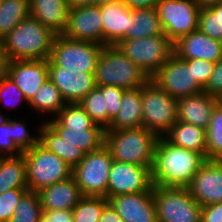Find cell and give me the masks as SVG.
Listing matches in <instances>:
<instances>
[{
  "label": "cell",
  "instance_id": "cell-51",
  "mask_svg": "<svg viewBox=\"0 0 222 222\" xmlns=\"http://www.w3.org/2000/svg\"><path fill=\"white\" fill-rule=\"evenodd\" d=\"M4 68H5V60L0 52V77L4 74Z\"/></svg>",
  "mask_w": 222,
  "mask_h": 222
},
{
  "label": "cell",
  "instance_id": "cell-42",
  "mask_svg": "<svg viewBox=\"0 0 222 222\" xmlns=\"http://www.w3.org/2000/svg\"><path fill=\"white\" fill-rule=\"evenodd\" d=\"M23 152L12 140L11 119L0 126V157L19 156Z\"/></svg>",
  "mask_w": 222,
  "mask_h": 222
},
{
  "label": "cell",
  "instance_id": "cell-45",
  "mask_svg": "<svg viewBox=\"0 0 222 222\" xmlns=\"http://www.w3.org/2000/svg\"><path fill=\"white\" fill-rule=\"evenodd\" d=\"M201 222H222V202L203 206Z\"/></svg>",
  "mask_w": 222,
  "mask_h": 222
},
{
  "label": "cell",
  "instance_id": "cell-49",
  "mask_svg": "<svg viewBox=\"0 0 222 222\" xmlns=\"http://www.w3.org/2000/svg\"><path fill=\"white\" fill-rule=\"evenodd\" d=\"M70 8L93 5V0H67Z\"/></svg>",
  "mask_w": 222,
  "mask_h": 222
},
{
  "label": "cell",
  "instance_id": "cell-10",
  "mask_svg": "<svg viewBox=\"0 0 222 222\" xmlns=\"http://www.w3.org/2000/svg\"><path fill=\"white\" fill-rule=\"evenodd\" d=\"M112 164L113 158L105 145L85 154L83 160L72 171V176L83 196L107 198L108 177Z\"/></svg>",
  "mask_w": 222,
  "mask_h": 222
},
{
  "label": "cell",
  "instance_id": "cell-9",
  "mask_svg": "<svg viewBox=\"0 0 222 222\" xmlns=\"http://www.w3.org/2000/svg\"><path fill=\"white\" fill-rule=\"evenodd\" d=\"M158 222H201L202 206L187 188L154 186Z\"/></svg>",
  "mask_w": 222,
  "mask_h": 222
},
{
  "label": "cell",
  "instance_id": "cell-7",
  "mask_svg": "<svg viewBox=\"0 0 222 222\" xmlns=\"http://www.w3.org/2000/svg\"><path fill=\"white\" fill-rule=\"evenodd\" d=\"M104 45L72 40L56 35L52 44L50 60L62 71L95 73L97 61Z\"/></svg>",
  "mask_w": 222,
  "mask_h": 222
},
{
  "label": "cell",
  "instance_id": "cell-39",
  "mask_svg": "<svg viewBox=\"0 0 222 222\" xmlns=\"http://www.w3.org/2000/svg\"><path fill=\"white\" fill-rule=\"evenodd\" d=\"M25 121L11 119V133L12 140L15 145L22 151H26L39 143V135H30L29 129L27 130Z\"/></svg>",
  "mask_w": 222,
  "mask_h": 222
},
{
  "label": "cell",
  "instance_id": "cell-5",
  "mask_svg": "<svg viewBox=\"0 0 222 222\" xmlns=\"http://www.w3.org/2000/svg\"><path fill=\"white\" fill-rule=\"evenodd\" d=\"M23 156L26 161L28 191L39 192L72 176L73 168L40 143L24 151Z\"/></svg>",
  "mask_w": 222,
  "mask_h": 222
},
{
  "label": "cell",
  "instance_id": "cell-52",
  "mask_svg": "<svg viewBox=\"0 0 222 222\" xmlns=\"http://www.w3.org/2000/svg\"><path fill=\"white\" fill-rule=\"evenodd\" d=\"M199 2L202 5H209V4H214V3L222 2V0H199Z\"/></svg>",
  "mask_w": 222,
  "mask_h": 222
},
{
  "label": "cell",
  "instance_id": "cell-36",
  "mask_svg": "<svg viewBox=\"0 0 222 222\" xmlns=\"http://www.w3.org/2000/svg\"><path fill=\"white\" fill-rule=\"evenodd\" d=\"M108 204V199L102 196H83L72 209L74 222H98L101 212Z\"/></svg>",
  "mask_w": 222,
  "mask_h": 222
},
{
  "label": "cell",
  "instance_id": "cell-20",
  "mask_svg": "<svg viewBox=\"0 0 222 222\" xmlns=\"http://www.w3.org/2000/svg\"><path fill=\"white\" fill-rule=\"evenodd\" d=\"M221 99L202 92L177 100V120L207 129L215 106Z\"/></svg>",
  "mask_w": 222,
  "mask_h": 222
},
{
  "label": "cell",
  "instance_id": "cell-30",
  "mask_svg": "<svg viewBox=\"0 0 222 222\" xmlns=\"http://www.w3.org/2000/svg\"><path fill=\"white\" fill-rule=\"evenodd\" d=\"M29 107L34 109L37 114L57 115L58 112L66 105L62 98L60 90L48 78L38 89L36 94L28 102Z\"/></svg>",
  "mask_w": 222,
  "mask_h": 222
},
{
  "label": "cell",
  "instance_id": "cell-41",
  "mask_svg": "<svg viewBox=\"0 0 222 222\" xmlns=\"http://www.w3.org/2000/svg\"><path fill=\"white\" fill-rule=\"evenodd\" d=\"M98 87L103 92L105 108L108 111V128H109L111 121L114 119V117L120 110L123 93L126 89L113 85H104Z\"/></svg>",
  "mask_w": 222,
  "mask_h": 222
},
{
  "label": "cell",
  "instance_id": "cell-47",
  "mask_svg": "<svg viewBox=\"0 0 222 222\" xmlns=\"http://www.w3.org/2000/svg\"><path fill=\"white\" fill-rule=\"evenodd\" d=\"M98 222H124V220L119 216L117 211L108 203L103 211Z\"/></svg>",
  "mask_w": 222,
  "mask_h": 222
},
{
  "label": "cell",
  "instance_id": "cell-24",
  "mask_svg": "<svg viewBox=\"0 0 222 222\" xmlns=\"http://www.w3.org/2000/svg\"><path fill=\"white\" fill-rule=\"evenodd\" d=\"M66 142L73 144L85 153L96 151L105 143V131L93 124L90 128H66L55 118L46 121Z\"/></svg>",
  "mask_w": 222,
  "mask_h": 222
},
{
  "label": "cell",
  "instance_id": "cell-19",
  "mask_svg": "<svg viewBox=\"0 0 222 222\" xmlns=\"http://www.w3.org/2000/svg\"><path fill=\"white\" fill-rule=\"evenodd\" d=\"M173 52L181 59H202L216 63L222 59V42L198 29L174 42Z\"/></svg>",
  "mask_w": 222,
  "mask_h": 222
},
{
  "label": "cell",
  "instance_id": "cell-16",
  "mask_svg": "<svg viewBox=\"0 0 222 222\" xmlns=\"http://www.w3.org/2000/svg\"><path fill=\"white\" fill-rule=\"evenodd\" d=\"M186 188L202 207L222 202V160L207 159Z\"/></svg>",
  "mask_w": 222,
  "mask_h": 222
},
{
  "label": "cell",
  "instance_id": "cell-35",
  "mask_svg": "<svg viewBox=\"0 0 222 222\" xmlns=\"http://www.w3.org/2000/svg\"><path fill=\"white\" fill-rule=\"evenodd\" d=\"M79 104L90 116L92 122L104 130L108 129V111L105 108L103 92L95 86Z\"/></svg>",
  "mask_w": 222,
  "mask_h": 222
},
{
  "label": "cell",
  "instance_id": "cell-22",
  "mask_svg": "<svg viewBox=\"0 0 222 222\" xmlns=\"http://www.w3.org/2000/svg\"><path fill=\"white\" fill-rule=\"evenodd\" d=\"M30 15L54 34L61 35L67 27V0H29Z\"/></svg>",
  "mask_w": 222,
  "mask_h": 222
},
{
  "label": "cell",
  "instance_id": "cell-46",
  "mask_svg": "<svg viewBox=\"0 0 222 222\" xmlns=\"http://www.w3.org/2000/svg\"><path fill=\"white\" fill-rule=\"evenodd\" d=\"M41 222H74L72 212L68 210L46 211L42 214Z\"/></svg>",
  "mask_w": 222,
  "mask_h": 222
},
{
  "label": "cell",
  "instance_id": "cell-26",
  "mask_svg": "<svg viewBox=\"0 0 222 222\" xmlns=\"http://www.w3.org/2000/svg\"><path fill=\"white\" fill-rule=\"evenodd\" d=\"M39 143L63 159L71 168L77 166L85 157V152L79 147L66 142L47 123H42L38 128Z\"/></svg>",
  "mask_w": 222,
  "mask_h": 222
},
{
  "label": "cell",
  "instance_id": "cell-38",
  "mask_svg": "<svg viewBox=\"0 0 222 222\" xmlns=\"http://www.w3.org/2000/svg\"><path fill=\"white\" fill-rule=\"evenodd\" d=\"M24 101H28L24 97L23 92L19 89V87L4 73L0 77V102L4 104V106H8L10 108L16 107L20 105V103Z\"/></svg>",
  "mask_w": 222,
  "mask_h": 222
},
{
  "label": "cell",
  "instance_id": "cell-3",
  "mask_svg": "<svg viewBox=\"0 0 222 222\" xmlns=\"http://www.w3.org/2000/svg\"><path fill=\"white\" fill-rule=\"evenodd\" d=\"M158 136L141 127L106 130L104 145L115 161L152 168Z\"/></svg>",
  "mask_w": 222,
  "mask_h": 222
},
{
  "label": "cell",
  "instance_id": "cell-13",
  "mask_svg": "<svg viewBox=\"0 0 222 222\" xmlns=\"http://www.w3.org/2000/svg\"><path fill=\"white\" fill-rule=\"evenodd\" d=\"M151 169L113 160L108 177L107 198L152 190Z\"/></svg>",
  "mask_w": 222,
  "mask_h": 222
},
{
  "label": "cell",
  "instance_id": "cell-34",
  "mask_svg": "<svg viewBox=\"0 0 222 222\" xmlns=\"http://www.w3.org/2000/svg\"><path fill=\"white\" fill-rule=\"evenodd\" d=\"M43 214L37 192L27 191L19 200L9 222H41Z\"/></svg>",
  "mask_w": 222,
  "mask_h": 222
},
{
  "label": "cell",
  "instance_id": "cell-32",
  "mask_svg": "<svg viewBox=\"0 0 222 222\" xmlns=\"http://www.w3.org/2000/svg\"><path fill=\"white\" fill-rule=\"evenodd\" d=\"M206 159L222 160V100L215 106L206 129Z\"/></svg>",
  "mask_w": 222,
  "mask_h": 222
},
{
  "label": "cell",
  "instance_id": "cell-31",
  "mask_svg": "<svg viewBox=\"0 0 222 222\" xmlns=\"http://www.w3.org/2000/svg\"><path fill=\"white\" fill-rule=\"evenodd\" d=\"M29 15V0H0V40Z\"/></svg>",
  "mask_w": 222,
  "mask_h": 222
},
{
  "label": "cell",
  "instance_id": "cell-25",
  "mask_svg": "<svg viewBox=\"0 0 222 222\" xmlns=\"http://www.w3.org/2000/svg\"><path fill=\"white\" fill-rule=\"evenodd\" d=\"M141 87L123 93L120 110L107 130L137 129L142 127Z\"/></svg>",
  "mask_w": 222,
  "mask_h": 222
},
{
  "label": "cell",
  "instance_id": "cell-18",
  "mask_svg": "<svg viewBox=\"0 0 222 222\" xmlns=\"http://www.w3.org/2000/svg\"><path fill=\"white\" fill-rule=\"evenodd\" d=\"M49 78L66 103H79L96 86L94 73L62 71L48 59Z\"/></svg>",
  "mask_w": 222,
  "mask_h": 222
},
{
  "label": "cell",
  "instance_id": "cell-43",
  "mask_svg": "<svg viewBox=\"0 0 222 222\" xmlns=\"http://www.w3.org/2000/svg\"><path fill=\"white\" fill-rule=\"evenodd\" d=\"M188 65H193L194 78L205 87L210 79V76L214 70V62L202 60V59H183Z\"/></svg>",
  "mask_w": 222,
  "mask_h": 222
},
{
  "label": "cell",
  "instance_id": "cell-17",
  "mask_svg": "<svg viewBox=\"0 0 222 222\" xmlns=\"http://www.w3.org/2000/svg\"><path fill=\"white\" fill-rule=\"evenodd\" d=\"M107 199L124 222H158L153 189L149 192L116 195Z\"/></svg>",
  "mask_w": 222,
  "mask_h": 222
},
{
  "label": "cell",
  "instance_id": "cell-37",
  "mask_svg": "<svg viewBox=\"0 0 222 222\" xmlns=\"http://www.w3.org/2000/svg\"><path fill=\"white\" fill-rule=\"evenodd\" d=\"M55 119L66 128H90L94 124L79 103H66Z\"/></svg>",
  "mask_w": 222,
  "mask_h": 222
},
{
  "label": "cell",
  "instance_id": "cell-6",
  "mask_svg": "<svg viewBox=\"0 0 222 222\" xmlns=\"http://www.w3.org/2000/svg\"><path fill=\"white\" fill-rule=\"evenodd\" d=\"M142 127L164 137L177 120V99L150 79L141 87Z\"/></svg>",
  "mask_w": 222,
  "mask_h": 222
},
{
  "label": "cell",
  "instance_id": "cell-50",
  "mask_svg": "<svg viewBox=\"0 0 222 222\" xmlns=\"http://www.w3.org/2000/svg\"><path fill=\"white\" fill-rule=\"evenodd\" d=\"M116 1H119V0H93V5L101 6V5L116 2Z\"/></svg>",
  "mask_w": 222,
  "mask_h": 222
},
{
  "label": "cell",
  "instance_id": "cell-29",
  "mask_svg": "<svg viewBox=\"0 0 222 222\" xmlns=\"http://www.w3.org/2000/svg\"><path fill=\"white\" fill-rule=\"evenodd\" d=\"M14 188H28L23 154L0 157V194Z\"/></svg>",
  "mask_w": 222,
  "mask_h": 222
},
{
  "label": "cell",
  "instance_id": "cell-44",
  "mask_svg": "<svg viewBox=\"0 0 222 222\" xmlns=\"http://www.w3.org/2000/svg\"><path fill=\"white\" fill-rule=\"evenodd\" d=\"M204 92L222 100V59L216 62Z\"/></svg>",
  "mask_w": 222,
  "mask_h": 222
},
{
  "label": "cell",
  "instance_id": "cell-53",
  "mask_svg": "<svg viewBox=\"0 0 222 222\" xmlns=\"http://www.w3.org/2000/svg\"><path fill=\"white\" fill-rule=\"evenodd\" d=\"M0 112H1V110H0ZM9 119L10 118H6V117H4V115L2 113H0V126L5 124L6 122H8Z\"/></svg>",
  "mask_w": 222,
  "mask_h": 222
},
{
  "label": "cell",
  "instance_id": "cell-27",
  "mask_svg": "<svg viewBox=\"0 0 222 222\" xmlns=\"http://www.w3.org/2000/svg\"><path fill=\"white\" fill-rule=\"evenodd\" d=\"M164 137L173 145L199 152L206 157V130L201 127L177 121Z\"/></svg>",
  "mask_w": 222,
  "mask_h": 222
},
{
  "label": "cell",
  "instance_id": "cell-14",
  "mask_svg": "<svg viewBox=\"0 0 222 222\" xmlns=\"http://www.w3.org/2000/svg\"><path fill=\"white\" fill-rule=\"evenodd\" d=\"M101 6L87 5L70 8L67 27L62 35L72 40L90 41L103 45Z\"/></svg>",
  "mask_w": 222,
  "mask_h": 222
},
{
  "label": "cell",
  "instance_id": "cell-8",
  "mask_svg": "<svg viewBox=\"0 0 222 222\" xmlns=\"http://www.w3.org/2000/svg\"><path fill=\"white\" fill-rule=\"evenodd\" d=\"M116 46L151 78L169 59L173 42L164 34L137 39H121Z\"/></svg>",
  "mask_w": 222,
  "mask_h": 222
},
{
  "label": "cell",
  "instance_id": "cell-40",
  "mask_svg": "<svg viewBox=\"0 0 222 222\" xmlns=\"http://www.w3.org/2000/svg\"><path fill=\"white\" fill-rule=\"evenodd\" d=\"M28 188H14L0 194V222H9L21 197Z\"/></svg>",
  "mask_w": 222,
  "mask_h": 222
},
{
  "label": "cell",
  "instance_id": "cell-33",
  "mask_svg": "<svg viewBox=\"0 0 222 222\" xmlns=\"http://www.w3.org/2000/svg\"><path fill=\"white\" fill-rule=\"evenodd\" d=\"M198 29L212 39L222 42V2L202 5Z\"/></svg>",
  "mask_w": 222,
  "mask_h": 222
},
{
  "label": "cell",
  "instance_id": "cell-28",
  "mask_svg": "<svg viewBox=\"0 0 222 222\" xmlns=\"http://www.w3.org/2000/svg\"><path fill=\"white\" fill-rule=\"evenodd\" d=\"M164 35L156 8L130 9L129 31L122 39Z\"/></svg>",
  "mask_w": 222,
  "mask_h": 222
},
{
  "label": "cell",
  "instance_id": "cell-15",
  "mask_svg": "<svg viewBox=\"0 0 222 222\" xmlns=\"http://www.w3.org/2000/svg\"><path fill=\"white\" fill-rule=\"evenodd\" d=\"M4 73L19 87L29 102L49 78L48 60L6 61Z\"/></svg>",
  "mask_w": 222,
  "mask_h": 222
},
{
  "label": "cell",
  "instance_id": "cell-12",
  "mask_svg": "<svg viewBox=\"0 0 222 222\" xmlns=\"http://www.w3.org/2000/svg\"><path fill=\"white\" fill-rule=\"evenodd\" d=\"M150 80L177 100L204 92V87L194 78L193 65L174 53Z\"/></svg>",
  "mask_w": 222,
  "mask_h": 222
},
{
  "label": "cell",
  "instance_id": "cell-1",
  "mask_svg": "<svg viewBox=\"0 0 222 222\" xmlns=\"http://www.w3.org/2000/svg\"><path fill=\"white\" fill-rule=\"evenodd\" d=\"M206 160L199 152L178 147L165 137H159L151 168L152 184L186 188Z\"/></svg>",
  "mask_w": 222,
  "mask_h": 222
},
{
  "label": "cell",
  "instance_id": "cell-23",
  "mask_svg": "<svg viewBox=\"0 0 222 222\" xmlns=\"http://www.w3.org/2000/svg\"><path fill=\"white\" fill-rule=\"evenodd\" d=\"M103 45H116L129 31L130 8L116 1L101 5Z\"/></svg>",
  "mask_w": 222,
  "mask_h": 222
},
{
  "label": "cell",
  "instance_id": "cell-4",
  "mask_svg": "<svg viewBox=\"0 0 222 222\" xmlns=\"http://www.w3.org/2000/svg\"><path fill=\"white\" fill-rule=\"evenodd\" d=\"M96 86L113 85L124 89L142 87L150 78L116 45H105L94 73Z\"/></svg>",
  "mask_w": 222,
  "mask_h": 222
},
{
  "label": "cell",
  "instance_id": "cell-21",
  "mask_svg": "<svg viewBox=\"0 0 222 222\" xmlns=\"http://www.w3.org/2000/svg\"><path fill=\"white\" fill-rule=\"evenodd\" d=\"M37 193L43 213L53 210L72 211L83 197L73 176L43 188Z\"/></svg>",
  "mask_w": 222,
  "mask_h": 222
},
{
  "label": "cell",
  "instance_id": "cell-11",
  "mask_svg": "<svg viewBox=\"0 0 222 222\" xmlns=\"http://www.w3.org/2000/svg\"><path fill=\"white\" fill-rule=\"evenodd\" d=\"M201 7L199 0H160L156 9L164 34L174 43L198 30Z\"/></svg>",
  "mask_w": 222,
  "mask_h": 222
},
{
  "label": "cell",
  "instance_id": "cell-2",
  "mask_svg": "<svg viewBox=\"0 0 222 222\" xmlns=\"http://www.w3.org/2000/svg\"><path fill=\"white\" fill-rule=\"evenodd\" d=\"M56 34L29 15L0 40L6 61L48 60Z\"/></svg>",
  "mask_w": 222,
  "mask_h": 222
},
{
  "label": "cell",
  "instance_id": "cell-48",
  "mask_svg": "<svg viewBox=\"0 0 222 222\" xmlns=\"http://www.w3.org/2000/svg\"><path fill=\"white\" fill-rule=\"evenodd\" d=\"M130 9L156 8L160 0H120Z\"/></svg>",
  "mask_w": 222,
  "mask_h": 222
}]
</instances>
